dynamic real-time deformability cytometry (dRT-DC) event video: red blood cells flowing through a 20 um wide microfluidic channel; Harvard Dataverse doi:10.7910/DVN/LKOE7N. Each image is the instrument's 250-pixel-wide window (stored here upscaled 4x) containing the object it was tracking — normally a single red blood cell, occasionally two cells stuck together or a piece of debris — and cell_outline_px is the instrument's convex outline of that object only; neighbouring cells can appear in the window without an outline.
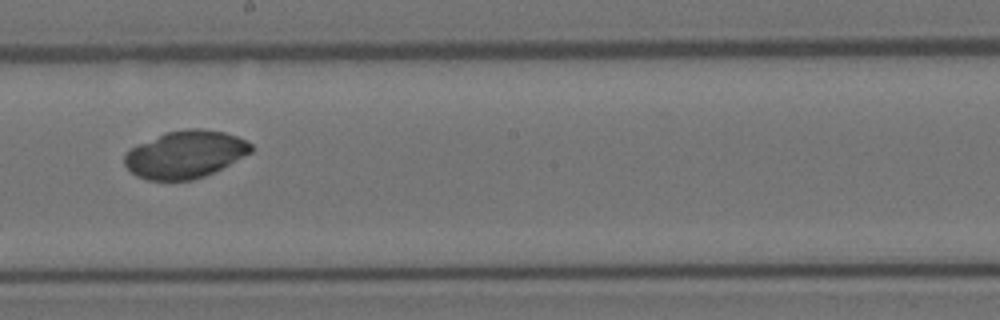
{"species": "Egyptian fruit bat (a non-hibernating species)", "species_latin": "Rousettus aegyptiacus", "temperature_condition": "room temperature", "stored_images_in_passage": 35, "camera_frame_rate_fps": 3000, "um_per_image_px": 0.085, "animal": {"sex": "female"}, "frame": {"image": 1, "passage_image": 13, "time_ms": 4.0, "image_size_px": [1000, 320], "cell_outline_px": [[252, 152], [204, 176], [192, 180], [148, 180], [136, 176], [124, 164], [124, 156], [132, 148], [140, 144], [168, 132], [188, 128], [200, 128], [224, 132], [236, 136], [252, 144]], "centroid_in_image_um": [15.75, 13.13], "position_along_channel_um": 232.4, "area_um2": 34.33}}
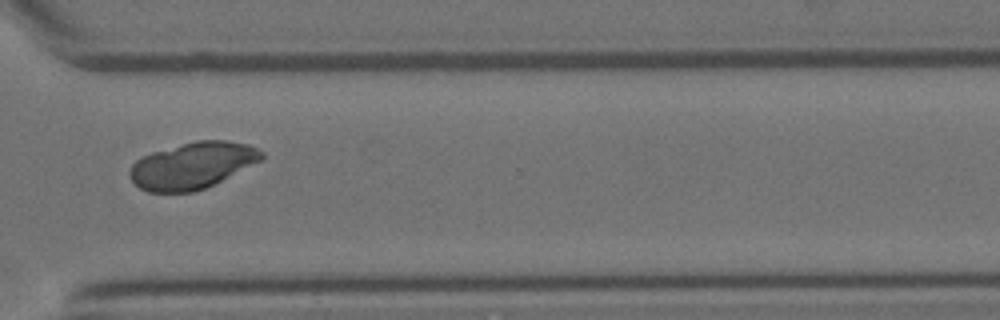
{"frame": {"image": 2, "passage_image": 22, "time_ms": 7.0, "image_size_px": [1000, 320], "cell_outline_px": [[264, 156], [260, 160], [204, 188], [192, 192], [148, 192], [140, 188], [132, 180], [128, 172], [132, 164], [140, 156], [152, 152], [196, 140], [224, 140], [248, 144], [264, 152]], "centroid_in_image_um": [16.3, 14.05], "position_along_channel_um": 354.3, "area_um2": 35.26}}
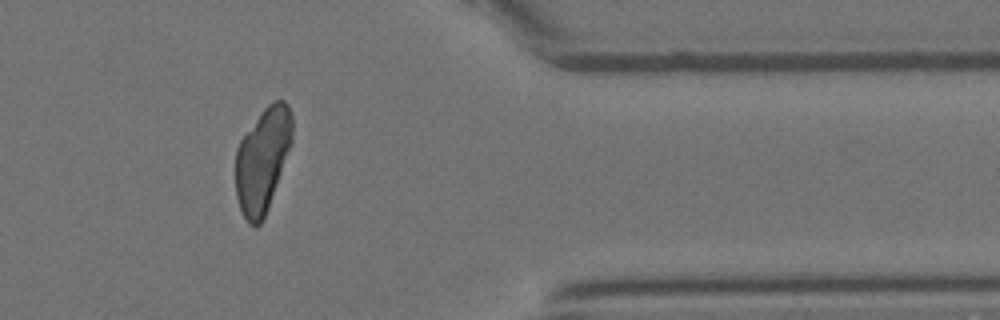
{"frame": {"image": 3, "passage_image": 26, "time_ms": 8.333, "image_size_px": [1000, 320], "cell_outline_px": [[292, 140], [268, 208], [260, 224], [248, 224], [240, 208], [236, 196], [236, 148], [240, 140], [264, 108], [272, 100], [284, 100], [288, 104], [292, 112]], "centroid_in_image_um": [22.31, 13.54], "position_along_channel_um": 389.1, "area_um2": 33.99}}